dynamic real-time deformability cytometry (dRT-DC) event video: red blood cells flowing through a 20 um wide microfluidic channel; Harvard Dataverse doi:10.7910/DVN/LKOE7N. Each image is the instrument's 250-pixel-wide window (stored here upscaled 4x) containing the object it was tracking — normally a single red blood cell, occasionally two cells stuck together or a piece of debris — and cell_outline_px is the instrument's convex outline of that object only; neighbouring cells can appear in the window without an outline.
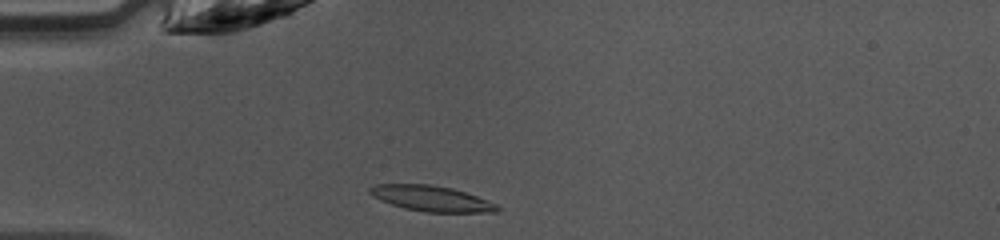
{"species": "common noctule bat (a hibernating species)", "species_latin": "Nyctalus noctula", "temperature_condition": "warm", "stored_images_in_passage": 35, "camera_frame_rate_fps": 3000, "um_per_image_px": 0.085, "animal": {"sex": "female", "body_mass_g": 10.0, "forearm_length_mm": 53.1}, "frame": {"image": 1, "passage_image": 1, "time_ms": 0.0, "image_size_px": [1000, 240], "cell_outline_px": [[504, 208], [496, 212], [424, 212], [404, 208], [380, 200], [372, 196], [368, 192], [368, 188], [376, 184], [428, 184], [452, 188], [476, 196], [496, 204]], "centroid_in_image_um": [36.66, 16.87], "position_along_channel_um": 48.3, "area_um2": 18.96}}
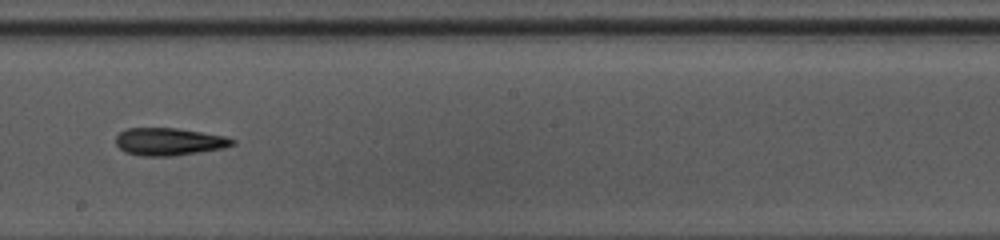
{"frame": {"image": 2, "passage_image": 15, "time_ms": 4.667, "image_size_px": [1000, 240], "cell_outline_px": [[236, 144], [224, 148], [200, 152], [172, 156], [144, 156], [124, 152], [116, 144], [116, 136], [124, 128], [176, 128], [224, 136], [236, 140]], "centroid_in_image_um": [14.37, 12.04], "position_along_channel_um": 233.8, "area_um2": 18.73}}
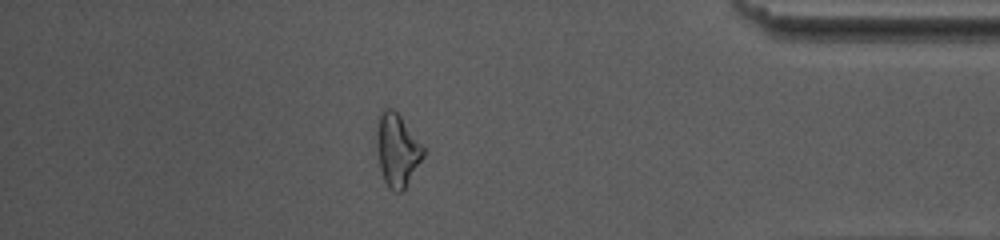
{"frame": {"image": 3, "passage_image": 29, "time_ms": 9.333, "image_size_px": [1000, 240], "cell_outline_px": [[424, 156], [404, 188], [400, 192], [392, 192], [388, 188], [384, 180], [380, 168], [376, 144], [376, 116], [384, 108], [392, 108], [400, 116], [424, 148]], "centroid_in_image_um": [33.71, 12.73], "position_along_channel_um": 401.5, "area_um2": 19.71}, "authors_computed_cell_mechanics": {"area_um2": 18.7272, "velocity_mm_per_s": 4.2632, "shape_relaxation_time_tau1_ms": 5.8657, "shape_relaxation_time_tau2_ms": null, "deformation_change_tau1": 0.17, "deformation_change_tau2": null}}